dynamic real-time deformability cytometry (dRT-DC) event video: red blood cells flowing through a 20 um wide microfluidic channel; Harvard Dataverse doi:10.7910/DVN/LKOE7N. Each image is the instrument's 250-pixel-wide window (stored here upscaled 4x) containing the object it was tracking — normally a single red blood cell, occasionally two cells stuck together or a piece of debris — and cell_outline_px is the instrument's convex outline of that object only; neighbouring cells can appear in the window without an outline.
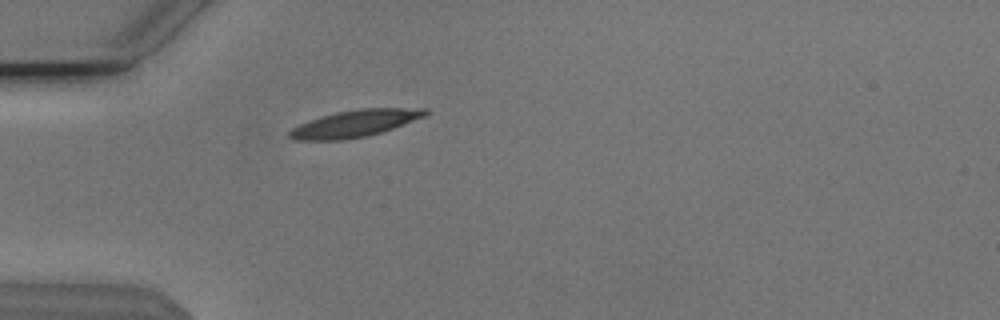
{"species": "Egyptian fruit bat (a non-hibernating species)", "species_latin": "Rousettus aegyptiacus", "temperature_condition": "cold", "stored_images_in_passage": 8, "camera_frame_rate_fps": 3000, "um_per_image_px": 0.085, "animal": {"sex": "male"}, "frame": {"image": 1, "passage_image": 3, "time_ms": 0.667, "image_size_px": [1000, 320], "cell_outline_px": [[428, 112], [424, 116], [392, 128], [368, 136], [344, 140], [292, 140], [288, 136], [288, 132], [292, 128], [300, 124], [320, 116], [336, 112], [360, 108], [428, 108]], "centroid_in_image_um": [30.12, 10.5], "position_along_channel_um": 54.9, "area_um2": 21.21}}